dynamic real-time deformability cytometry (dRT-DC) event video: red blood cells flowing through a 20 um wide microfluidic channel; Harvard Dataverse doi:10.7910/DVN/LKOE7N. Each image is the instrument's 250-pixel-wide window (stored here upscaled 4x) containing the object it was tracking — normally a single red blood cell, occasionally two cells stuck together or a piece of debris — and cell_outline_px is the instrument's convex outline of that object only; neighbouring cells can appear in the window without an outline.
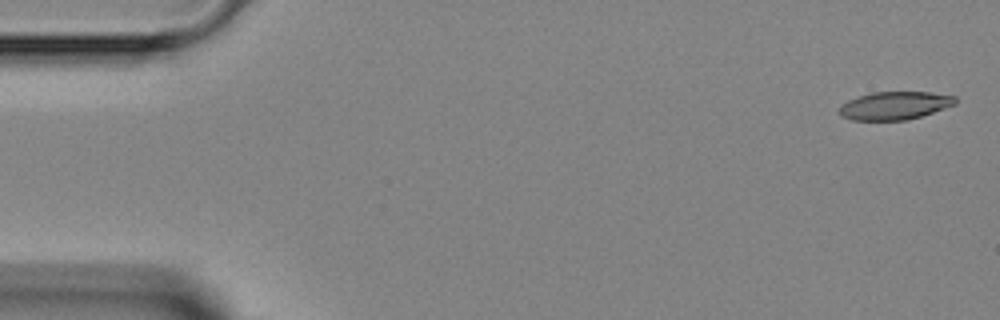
{"species": "Egyptian fruit bat (a non-hibernating species)", "species_latin": "Rousettus aegyptiacus", "temperature_condition": "room temperature", "stored_images_in_passage": 4, "camera_frame_rate_fps": 3000, "um_per_image_px": 0.085, "animal": {"sex": "female"}, "frame": {"image": 1, "passage_image": 1, "time_ms": 0.0, "image_size_px": [1000, 320], "cell_outline_px": [[956, 104], [908, 120], [852, 120], [840, 116], [836, 112], [840, 104], [848, 100], [872, 92], [928, 92], [956, 96]], "centroid_in_image_um": [75.99, 8.98], "position_along_channel_um": 9.0, "area_um2": 19.02}}